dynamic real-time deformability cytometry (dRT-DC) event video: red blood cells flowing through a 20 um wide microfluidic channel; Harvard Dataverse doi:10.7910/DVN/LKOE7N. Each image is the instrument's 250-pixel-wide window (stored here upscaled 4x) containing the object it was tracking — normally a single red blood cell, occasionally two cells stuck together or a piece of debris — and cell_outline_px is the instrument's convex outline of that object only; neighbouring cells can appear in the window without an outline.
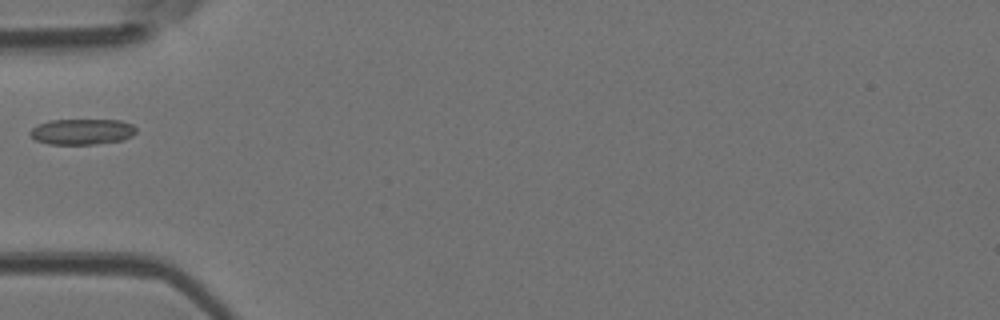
{"species": "Egyptian fruit bat (a non-hibernating species)", "species_latin": "Rousettus aegyptiacus", "temperature_condition": "room temperature", "stored_images_in_passage": 3, "camera_frame_rate_fps": 3000, "um_per_image_px": 0.085, "animal": {"sex": "female"}, "frame": {"image": 1, "passage_image": 2, "time_ms": 0.333, "image_size_px": [1000, 320], "cell_outline_px": [[136, 132], [132, 136], [124, 140], [96, 144], [48, 144], [36, 140], [28, 132], [36, 124], [48, 120], [120, 120], [132, 124], [136, 128]], "centroid_in_image_um": [6.97, 11.19], "position_along_channel_um": 78.0, "area_um2": 16.07}}
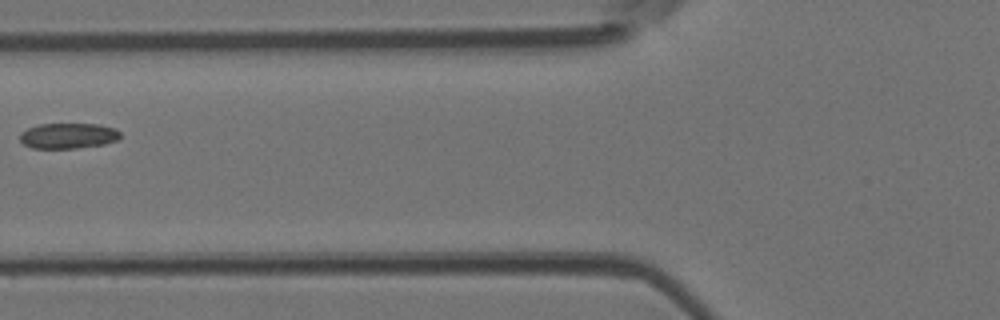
{"frame": {"image": 2, "passage_image": 3, "time_ms": 0.667, "image_size_px": [1000, 320], "cell_outline_px": [[120, 136], [116, 140], [104, 144], [76, 148], [32, 148], [24, 144], [20, 140], [20, 132], [28, 128], [40, 124], [100, 124], [116, 128], [120, 132]], "centroid_in_image_um": [5.8, 11.53], "position_along_channel_um": 120.0, "area_um2": 14.91}}